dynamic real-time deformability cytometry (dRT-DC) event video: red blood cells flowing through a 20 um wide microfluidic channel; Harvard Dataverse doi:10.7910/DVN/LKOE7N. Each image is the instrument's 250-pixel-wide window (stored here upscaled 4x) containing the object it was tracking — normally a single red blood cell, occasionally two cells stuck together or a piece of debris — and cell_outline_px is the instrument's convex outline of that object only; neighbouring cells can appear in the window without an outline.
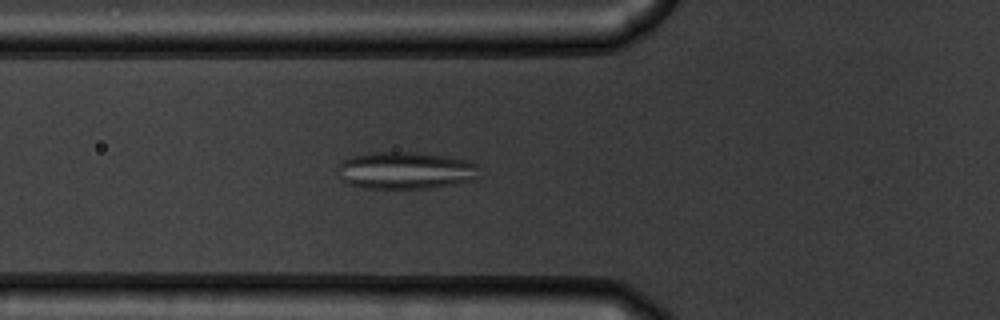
{"species": "common noctule bat (a hibernating species)", "species_latin": "Nyctalus noctula", "temperature_condition": "warm", "stored_images_in_passage": 54, "camera_frame_rate_fps": 3000, "um_per_image_px": 0.085, "animal": {"sex": "male", "body_mass_g": 19.5, "forearm_length_mm": 54.6}, "frame": {"image": 1, "passage_image": 19, "time_ms": 6.0, "image_size_px": [1000, 320], "cell_outline_px": [[476, 180], [456, 184], [428, 188], [364, 188], [348, 184], [340, 180], [336, 172], [336, 168], [344, 160], [352, 156], [368, 152], [412, 152], [448, 156], [468, 160], [476, 164]], "centroid_in_image_um": [34.42, 14.49], "position_along_channel_um": 91.4, "area_um2": 30.98}}
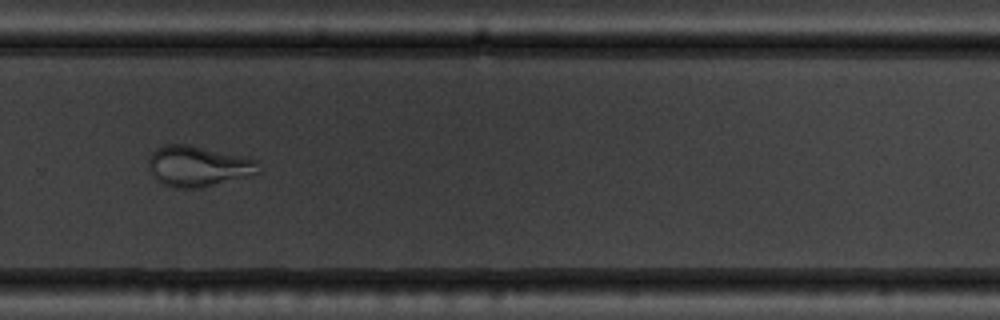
{"frame": {"image": 2, "passage_image": 37, "time_ms": 12.0, "image_size_px": [1000, 320], "cell_outline_px": [[260, 172], [252, 176], [204, 188], [172, 188], [164, 184], [152, 176], [148, 164], [148, 160], [152, 152], [156, 148], [168, 144], [184, 144], [240, 156], [256, 160]], "centroid_in_image_um": [16.83, 14.16], "position_along_channel_um": 313.0, "area_um2": 26.01}}
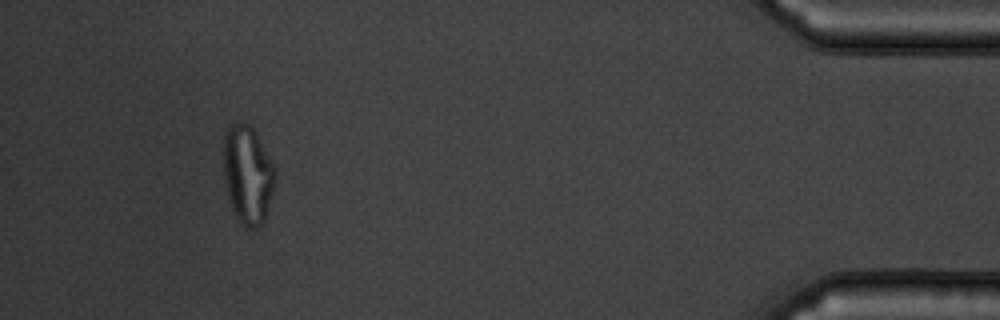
{"frame": {"image": 3, "passage_image": 50, "time_ms": 16.333, "image_size_px": [1000, 320], "cell_outline_px": [[276, 180], [264, 220], [260, 228], [248, 228], [240, 224], [236, 220], [228, 196], [224, 180], [224, 136], [228, 128], [236, 120], [248, 124], [256, 132], [276, 168]], "centroid_in_image_um": [21.06, 14.85], "position_along_channel_um": 414.1, "area_um2": 29.88}, "authors_computed_cell_mechanics": {"area_um2": 29.3913, "velocity_mm_per_s": 3.6976, "shape_relaxation_time_tau1_ms": 6.9993, "shape_relaxation_time_tau2_ms": 0.9664, "deformation_change_tau1": 0.1609, "deformation_change_tau2": 0.066}}